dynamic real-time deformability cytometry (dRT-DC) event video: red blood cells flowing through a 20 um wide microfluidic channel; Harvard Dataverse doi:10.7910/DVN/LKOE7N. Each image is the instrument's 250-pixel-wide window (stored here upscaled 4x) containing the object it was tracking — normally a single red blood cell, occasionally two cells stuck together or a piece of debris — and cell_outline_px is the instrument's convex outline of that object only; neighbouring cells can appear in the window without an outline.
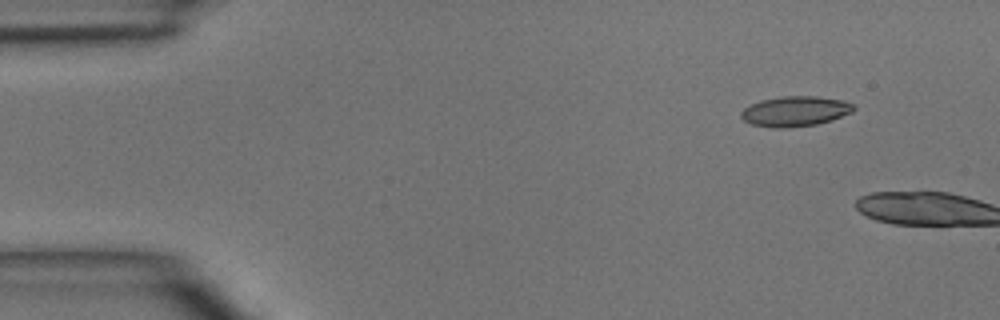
{"species": "common noctule bat (a hibernating species)", "species_latin": "Nyctalus noctula", "temperature_condition": "room temperature", "stored_images_in_passage": 5, "segment_of_instrument_passage": [2, 2], "camera_frame_rate_fps": 3000, "um_per_image_px": 0.085, "animal": {"sex": "male", "body_mass_g": 15.6}, "frame": {"image": 1, "passage_image": 5, "time_ms": 5.667, "image_size_px": [1000, 320], "cell_outline_px": [[856, 108], [852, 112], [832, 120], [816, 124], [784, 128], [776, 128], [752, 124], [744, 120], [740, 116], [740, 112], [744, 108], [760, 100], [784, 96], [816, 96], [840, 100], [852, 104]], "centroid_in_image_um": [67.57, 9.46], "position_along_channel_um": 17.4, "area_um2": 19.59}}